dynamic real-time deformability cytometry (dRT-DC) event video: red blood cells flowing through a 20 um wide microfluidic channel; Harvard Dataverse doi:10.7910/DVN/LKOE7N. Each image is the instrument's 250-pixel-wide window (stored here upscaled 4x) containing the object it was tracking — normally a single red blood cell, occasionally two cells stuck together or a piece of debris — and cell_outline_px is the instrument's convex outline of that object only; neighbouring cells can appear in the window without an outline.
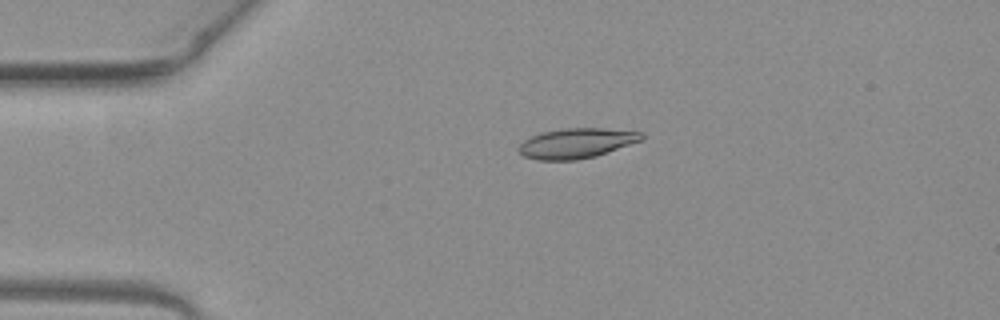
{"species": "common noctule bat (a hibernating species)", "species_latin": "Nyctalus noctula", "temperature_condition": "warm", "stored_images_in_passage": 41, "camera_frame_rate_fps": 3000, "um_per_image_px": 0.085, "animal": {"sex": "female", "body_mass_g": 19.3, "forearm_length_mm": 54.1}, "frame": {"image": 1, "passage_image": 1, "time_ms": 0.0, "image_size_px": [1000, 320], "cell_outline_px": [[644, 140], [596, 156], [576, 160], [536, 160], [524, 156], [516, 148], [524, 140], [540, 132], [564, 128], [604, 128], [644, 132]], "centroid_in_image_um": [49.02, 12.17], "position_along_channel_um": 36.0, "area_um2": 21.73}}
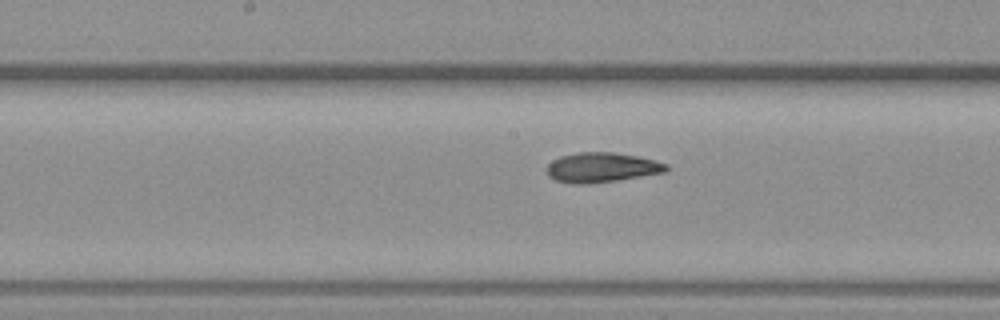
{"frame": {"image": 2, "passage_image": 16, "time_ms": 5.0, "image_size_px": [1000, 320], "cell_outline_px": [[668, 168], [664, 172], [616, 180], [580, 184], [576, 184], [556, 180], [548, 176], [548, 164], [552, 160], [560, 156], [576, 152], [612, 152], [636, 156], [656, 160], [668, 164]], "centroid_in_image_um": [51.13, 14.22], "position_along_channel_um": 197.1, "area_um2": 20.46}}
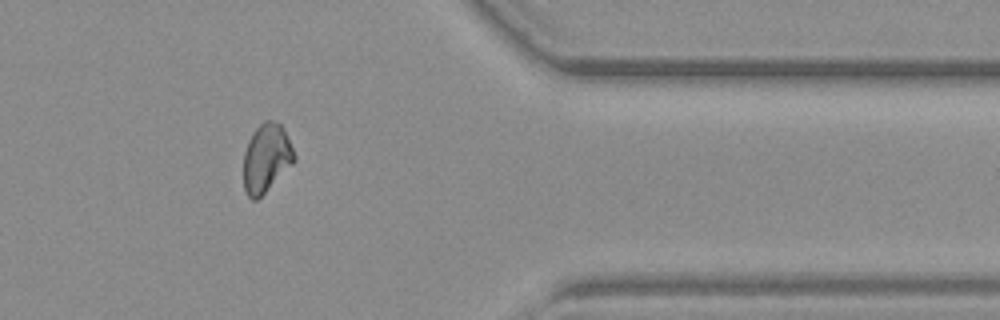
{"frame": {"image": 3, "passage_image": 32, "time_ms": 10.333, "image_size_px": [1000, 320], "cell_outline_px": [[296, 160], [256, 200], [252, 200], [248, 196], [244, 188], [244, 152], [248, 140], [252, 132], [264, 120], [272, 120], [280, 124], [284, 128], [296, 156]], "centroid_in_image_um": [22.63, 13.4], "position_along_channel_um": 388.8, "area_um2": 20.06}, "authors_computed_cell_mechanics": {"area_um2": 20.7502, "velocity_mm_per_s": 3.9826, "shape_relaxation_time_tau1_ms": null, "shape_relaxation_time_tau2_ms": 4.5688, "deformation_change_tau1": null, "deformation_change_tau2": 0.1023}}